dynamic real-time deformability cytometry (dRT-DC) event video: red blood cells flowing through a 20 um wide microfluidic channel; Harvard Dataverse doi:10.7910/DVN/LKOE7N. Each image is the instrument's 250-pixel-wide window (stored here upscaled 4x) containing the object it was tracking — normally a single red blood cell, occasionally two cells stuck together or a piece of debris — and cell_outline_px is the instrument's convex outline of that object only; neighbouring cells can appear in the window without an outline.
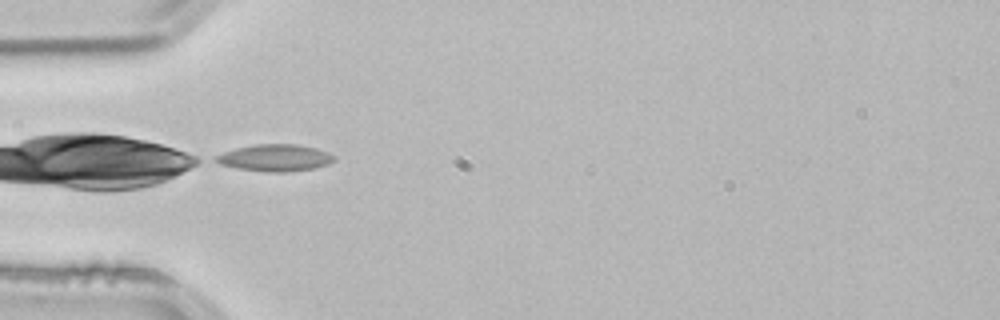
{"species": "common noctule bat (a hibernating species)", "species_latin": "Nyctalus noctula", "temperature_condition": "room temperature", "stored_images_in_passage": 30, "camera_frame_rate_fps": 3000, "um_per_image_px": 0.085, "animal": {"sex": "male", "body_mass_g": 21.5, "forearm_length_mm": 52.0}, "frame": {"image": 1, "passage_image": 1, "time_ms": 0.0, "image_size_px": [1000, 320], "cell_outline_px": [[336, 160], [328, 164], [312, 168], [284, 172], [268, 172], [240, 168], [220, 164], [212, 160], [216, 156], [224, 152], [236, 148], [256, 144], [300, 144], [316, 148], [328, 152], [336, 156]], "centroid_in_image_um": [23.41, 13.4], "position_along_channel_um": 61.6, "area_um2": 18.44}}